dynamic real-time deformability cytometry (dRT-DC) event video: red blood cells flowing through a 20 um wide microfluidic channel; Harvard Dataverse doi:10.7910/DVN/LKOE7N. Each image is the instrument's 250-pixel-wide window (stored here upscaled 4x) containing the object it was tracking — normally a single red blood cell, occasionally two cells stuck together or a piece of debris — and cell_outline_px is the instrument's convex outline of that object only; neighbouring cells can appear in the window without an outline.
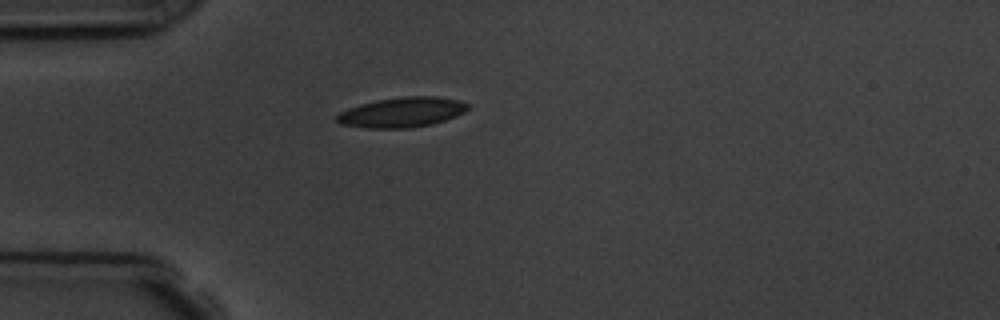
{"species": "common noctule bat (a hibernating species)", "species_latin": "Nyctalus noctula", "temperature_condition": "room temperature", "stored_images_in_passage": 2, "camera_frame_rate_fps": 3000, "um_per_image_px": 0.085, "animal": {"sex": "male", "body_mass_g": 19.5, "forearm_length_mm": 54.6}, "frame": {"image": 1, "passage_image": 1, "time_ms": 0.0, "image_size_px": [1000, 320], "cell_outline_px": [[468, 108], [464, 112], [456, 116], [432, 124], [408, 128], [368, 128], [340, 124], [336, 120], [336, 116], [340, 112], [348, 108], [360, 104], [376, 100], [404, 96], [436, 96], [460, 100], [468, 104]], "centroid_in_image_um": [34.16, 9.54], "position_along_channel_um": 50.8, "area_um2": 22.89}}